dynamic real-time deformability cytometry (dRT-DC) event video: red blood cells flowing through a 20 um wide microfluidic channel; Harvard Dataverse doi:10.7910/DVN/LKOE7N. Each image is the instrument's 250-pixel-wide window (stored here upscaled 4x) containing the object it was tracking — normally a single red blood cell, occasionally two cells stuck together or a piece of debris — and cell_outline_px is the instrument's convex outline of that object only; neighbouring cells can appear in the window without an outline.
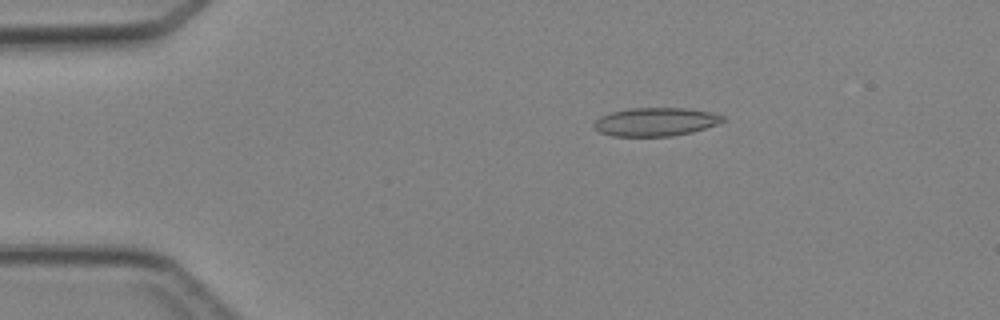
{"species": "Egyptian fruit bat (a non-hibernating species)", "species_latin": "Rousettus aegyptiacus", "temperature_condition": "cold", "stored_images_in_passage": 5, "camera_frame_rate_fps": 3000, "um_per_image_px": 0.085, "animal": {"sex": "female"}, "frame": {"image": 1, "passage_image": 3, "time_ms": 2.333, "image_size_px": [1000, 320], "cell_outline_px": [[724, 120], [716, 124], [692, 132], [672, 136], [612, 136], [600, 132], [592, 124], [600, 116], [612, 112], [628, 108], [688, 108], [712, 112], [724, 116]], "centroid_in_image_um": [55.71, 10.35], "position_along_channel_um": 29.3, "area_um2": 21.27}}
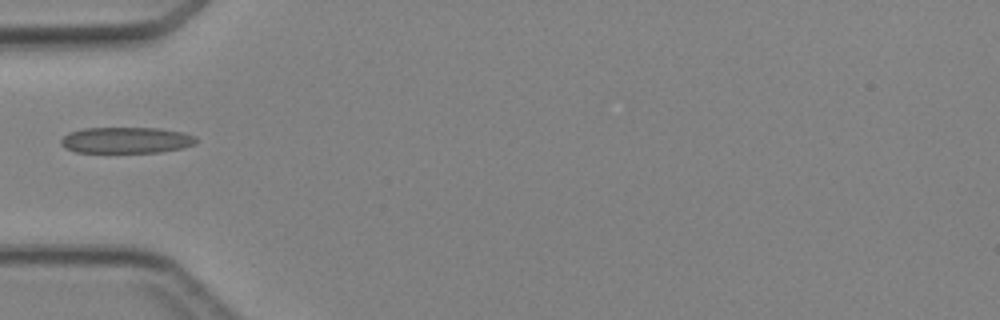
{"frame": {"image": 2, "passage_image": 5, "time_ms": 4.667, "image_size_px": [1000, 320], "cell_outline_px": [[196, 144], [180, 148], [160, 152], [76, 152], [64, 148], [60, 144], [60, 140], [68, 132], [84, 128], [160, 128], [184, 132], [196, 136]], "centroid_in_image_um": [10.72, 11.91], "position_along_channel_um": 74.3, "area_um2": 20.69}}